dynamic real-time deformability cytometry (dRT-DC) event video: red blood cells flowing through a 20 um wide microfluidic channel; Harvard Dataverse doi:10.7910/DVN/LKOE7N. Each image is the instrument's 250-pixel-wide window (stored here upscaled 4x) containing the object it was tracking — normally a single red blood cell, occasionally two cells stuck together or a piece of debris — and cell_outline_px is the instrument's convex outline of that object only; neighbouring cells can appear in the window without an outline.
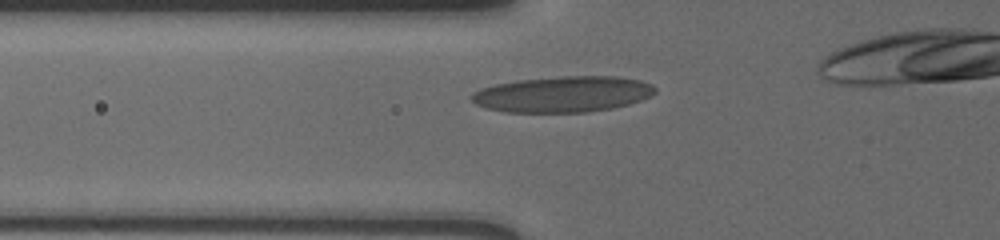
{"species": "human", "species_latin": "Homo sapiens", "temperature_condition": "cold", "stored_images_in_passage": 36, "camera_frame_rate_fps": 3000, "um_per_image_px": 0.085, "donor": {"sex": "male"}, "frame": {"image": 1, "passage_image": 4, "time_ms": 1.0, "image_size_px": [1000, 240], "cell_outline_px": [[656, 92], [640, 100], [628, 104], [612, 108], [588, 112], [504, 112], [488, 108], [476, 104], [468, 96], [472, 92], [480, 88], [496, 84], [516, 80], [560, 76], [616, 76], [640, 80], [652, 84], [656, 88]], "centroid_in_image_um": [47.81, 8.0], "position_along_channel_um": 78.0, "area_um2": 38.55}}
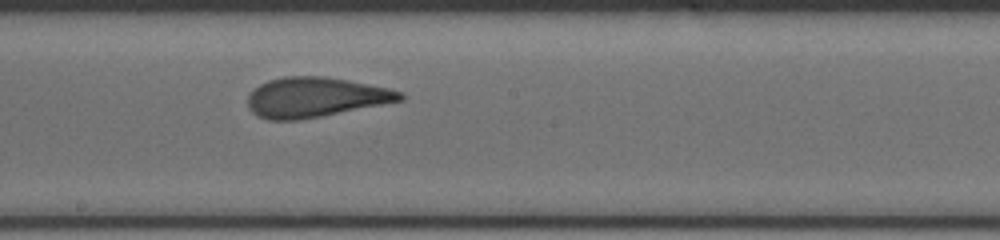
{"frame": {"image": 2, "passage_image": 16, "time_ms": 5.0, "image_size_px": [1000, 240], "cell_outline_px": [[404, 100], [300, 120], [268, 120], [256, 116], [248, 108], [248, 96], [260, 84], [268, 80], [284, 76], [324, 76], [348, 80], [388, 88], [404, 92]], "centroid_in_image_um": [26.79, 8.27], "position_along_channel_um": 221.4, "area_um2": 35.37}}
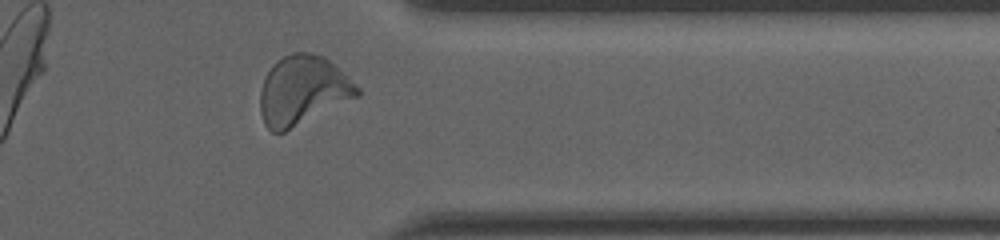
{"frame": {"image": 3, "passage_image": 30, "time_ms": 9.667, "image_size_px": [1000, 240], "cell_outline_px": [[360, 96], [284, 132], [272, 132], [264, 124], [260, 112], [260, 92], [264, 80], [272, 64], [276, 60], [292, 52], [308, 52], [324, 56], [348, 76], [360, 88]], "centroid_in_image_um": [25.74, 7.68], "position_along_channel_um": 385.7, "area_um2": 39.13}}